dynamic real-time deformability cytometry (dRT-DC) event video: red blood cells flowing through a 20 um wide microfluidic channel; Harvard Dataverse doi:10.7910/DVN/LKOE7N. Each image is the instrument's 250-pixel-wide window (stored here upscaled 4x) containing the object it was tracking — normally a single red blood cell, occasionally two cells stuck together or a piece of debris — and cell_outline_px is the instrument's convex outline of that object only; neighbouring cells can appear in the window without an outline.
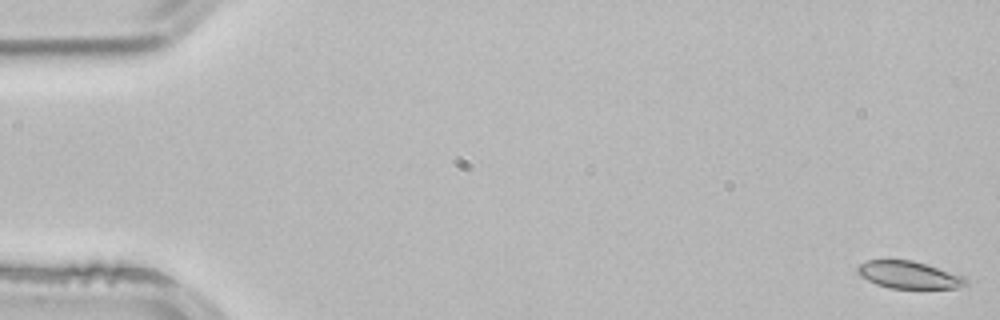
{"species": "common noctule bat (a hibernating species)", "species_latin": "Nyctalus noctula", "temperature_condition": "room temperature", "stored_images_in_passage": 2, "segment_of_instrument_passage": [2, 2], "camera_frame_rate_fps": 3000, "um_per_image_px": 0.085, "animal": {"sex": "male", "body_mass_g": 21.5, "forearm_length_mm": 52.0}, "frame": {"image": 1, "passage_image": 2, "time_ms": 0.333, "image_size_px": [1000, 320], "cell_outline_px": [[968, 284], [956, 288], [892, 288], [876, 284], [860, 276], [856, 272], [856, 268], [860, 264], [868, 260], [912, 260], [964, 276], [968, 280]], "centroid_in_image_um": [77.25, 23.37], "position_along_channel_um": 7.8, "area_um2": 17.11}}